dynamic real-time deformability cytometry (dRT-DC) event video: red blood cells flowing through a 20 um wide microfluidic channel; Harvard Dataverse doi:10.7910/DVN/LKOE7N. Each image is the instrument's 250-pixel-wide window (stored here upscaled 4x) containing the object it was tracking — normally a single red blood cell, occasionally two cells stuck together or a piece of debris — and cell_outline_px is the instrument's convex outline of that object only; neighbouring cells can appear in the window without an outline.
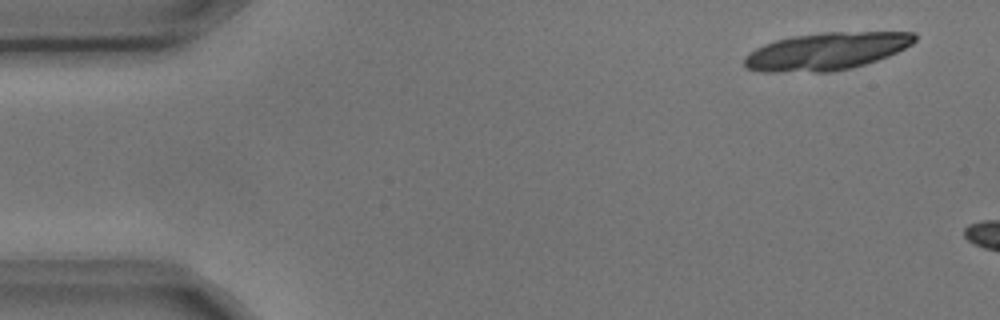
{"species": "common noctule bat (a hibernating species)", "species_latin": "Nyctalus noctula", "temperature_condition": "cold", "stored_images_in_passage": 3, "camera_frame_rate_fps": 3000, "um_per_image_px": 0.085, "animal": {"sex": "male", "body_mass_g": 17.9, "forearm_length_mm": 54.2}, "frame": {"image": 1, "passage_image": 1, "time_ms": 0.0, "image_size_px": [1000, 320], "cell_outline_px": [[916, 40], [912, 44], [888, 56], [852, 68], [832, 72], [764, 72], [748, 68], [744, 64], [744, 56], [748, 52], [764, 44], [776, 40], [792, 36], [824, 32], [916, 32]], "centroid_in_image_um": [70.23, 4.36], "position_along_channel_um": 14.8, "area_um2": 37.22}}